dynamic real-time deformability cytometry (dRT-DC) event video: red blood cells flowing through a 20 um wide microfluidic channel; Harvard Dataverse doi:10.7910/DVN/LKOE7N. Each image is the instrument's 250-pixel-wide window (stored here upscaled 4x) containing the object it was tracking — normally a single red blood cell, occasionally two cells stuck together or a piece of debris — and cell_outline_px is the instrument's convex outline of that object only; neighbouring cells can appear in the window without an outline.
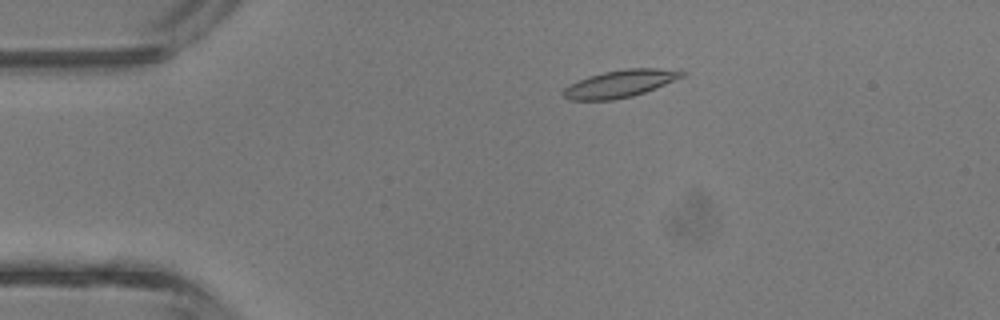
{"species": "common noctule bat (a hibernating species)", "species_latin": "Nyctalus noctula", "temperature_condition": "room temperature", "stored_images_in_passage": 37, "camera_frame_rate_fps": 3000, "um_per_image_px": 0.085, "animal": {"sex": "male", "body_mass_g": 13.3}, "frame": {"image": 1, "passage_image": 4, "time_ms": 1.0, "image_size_px": [1000, 320], "cell_outline_px": [[688, 72], [684, 76], [644, 92], [632, 96], [612, 100], [568, 100], [564, 96], [564, 88], [588, 76], [604, 72], [624, 68], [656, 68]], "centroid_in_image_um": [52.7, 7.11], "position_along_channel_um": 32.3, "area_um2": 18.55}}
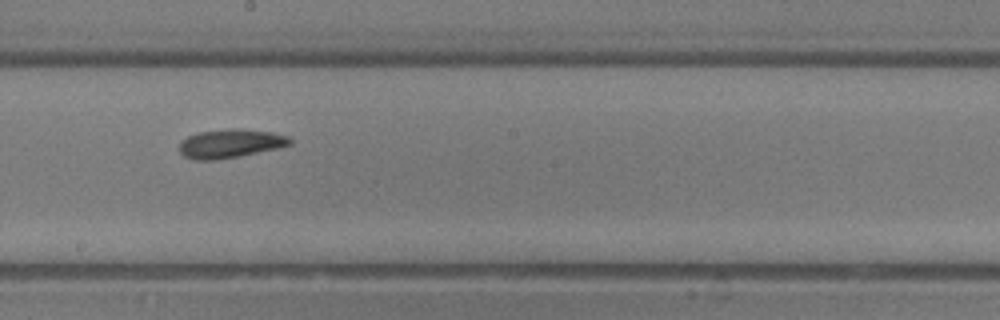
{"frame": {"image": 2, "passage_image": 19, "time_ms": 6.0, "image_size_px": [1000, 320], "cell_outline_px": [[292, 144], [276, 148], [240, 156], [216, 160], [196, 160], [184, 156], [180, 152], [180, 140], [188, 136], [200, 132], [232, 128], [240, 128], [272, 132], [288, 136], [292, 140]], "centroid_in_image_um": [19.57, 12.19], "position_along_channel_um": 228.6, "area_um2": 18.5}}
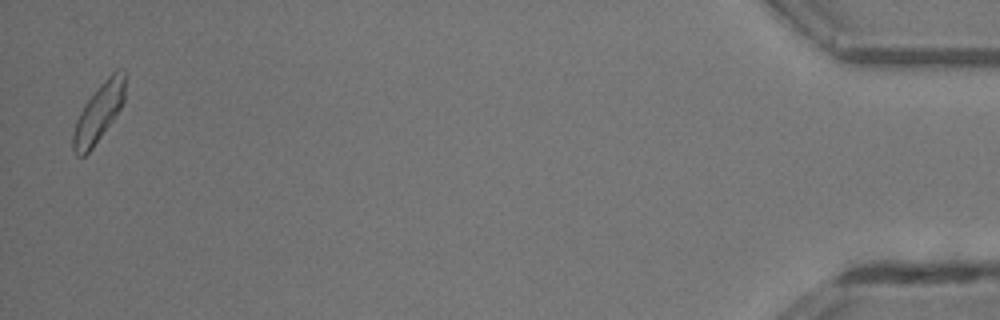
{"frame": {"image": 3, "passage_image": 37, "time_ms": 12.0, "image_size_px": [1000, 320], "cell_outline_px": [[128, 72], [124, 100], [120, 108], [112, 120], [92, 148], [84, 156], [76, 156], [72, 148], [72, 136], [76, 120], [84, 104], [100, 84], [116, 68], [124, 68]], "centroid_in_image_um": [8.43, 9.49], "position_along_channel_um": 426.8, "area_um2": 17.86}, "authors_computed_cell_mechanics": {"area_um2": 17.8602, "velocity_mm_per_s": 4.8939, "shape_relaxation_time_tau1_ms": 2.7499, "shape_relaxation_time_tau2_ms": 3.357, "deformation_change_tau1": 0.1176, "deformation_change_tau2": 0.1039}}